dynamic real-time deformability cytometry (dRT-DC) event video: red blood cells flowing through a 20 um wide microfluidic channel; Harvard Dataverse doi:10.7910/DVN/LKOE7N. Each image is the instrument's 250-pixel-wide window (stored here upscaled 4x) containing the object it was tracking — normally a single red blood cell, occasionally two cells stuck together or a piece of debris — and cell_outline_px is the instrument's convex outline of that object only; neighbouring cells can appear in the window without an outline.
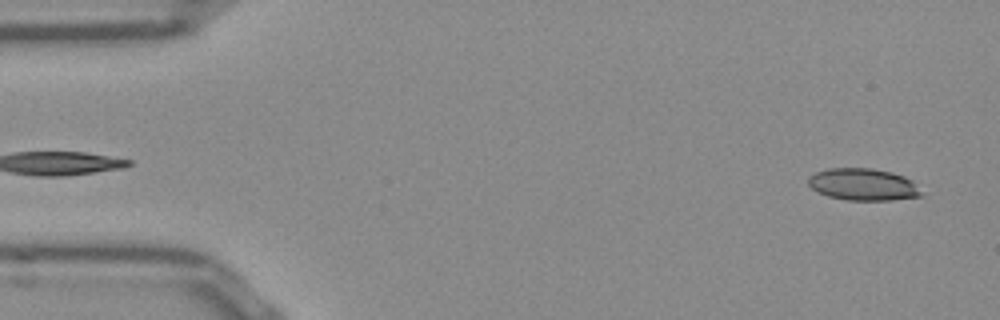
{"species": "Egyptian fruit bat (a non-hibernating species)", "species_latin": "Rousettus aegyptiacus", "temperature_condition": "room temperature", "stored_images_in_passage": 52, "camera_frame_rate_fps": 3000, "um_per_image_px": 0.085, "frame": {"image": 1, "passage_image": 3, "time_ms": 0.667, "image_size_px": [1000, 320], "cell_outline_px": [[924, 196], [892, 200], [848, 200], [828, 196], [812, 188], [808, 184], [808, 180], [816, 172], [828, 168], [872, 168], [892, 172], [904, 176], [912, 180], [924, 192]], "centroid_in_image_um": [73.44, 15.68], "position_along_channel_um": 11.6, "area_um2": 21.15}}
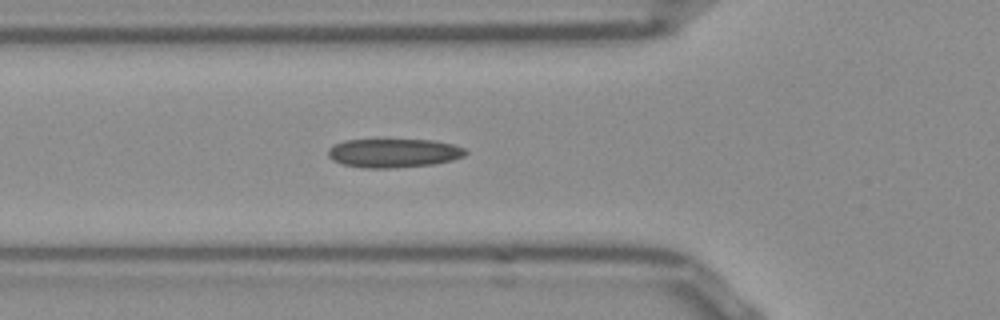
{"frame": {"image": 2, "passage_image": 18, "time_ms": 5.667, "image_size_px": [1000, 320], "cell_outline_px": [[468, 152], [464, 156], [452, 160], [432, 164], [392, 168], [364, 168], [340, 164], [332, 160], [328, 156], [328, 148], [332, 144], [344, 140], [432, 140], [452, 144], [464, 148]], "centroid_in_image_um": [33.41, 13.01], "position_along_channel_um": 92.4, "area_um2": 23.18}}
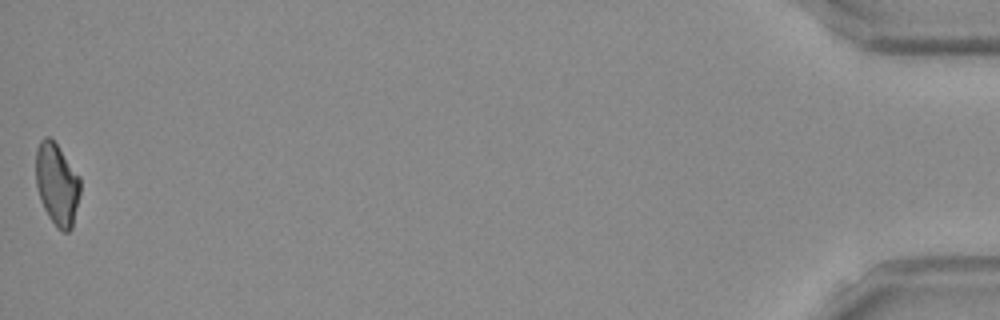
{"frame": {"image": 3, "passage_image": 52, "time_ms": 17.0, "image_size_px": [1000, 320], "cell_outline_px": [[80, 192], [72, 228], [68, 232], [64, 232], [56, 228], [48, 216], [40, 200], [36, 184], [36, 148], [40, 140], [44, 136], [48, 136], [56, 144], [80, 176]], "centroid_in_image_um": [4.83, 15.67], "position_along_channel_um": 430.4, "area_um2": 21.27}, "authors_computed_cell_mechanics": {"area_um2": 22.0796, "velocity_mm_per_s": 3.8853, "shape_relaxation_time_tau1_ms": null, "shape_relaxation_time_tau2_ms": 5.8532, "deformation_change_tau1": null, "deformation_change_tau2": 0.1409}}